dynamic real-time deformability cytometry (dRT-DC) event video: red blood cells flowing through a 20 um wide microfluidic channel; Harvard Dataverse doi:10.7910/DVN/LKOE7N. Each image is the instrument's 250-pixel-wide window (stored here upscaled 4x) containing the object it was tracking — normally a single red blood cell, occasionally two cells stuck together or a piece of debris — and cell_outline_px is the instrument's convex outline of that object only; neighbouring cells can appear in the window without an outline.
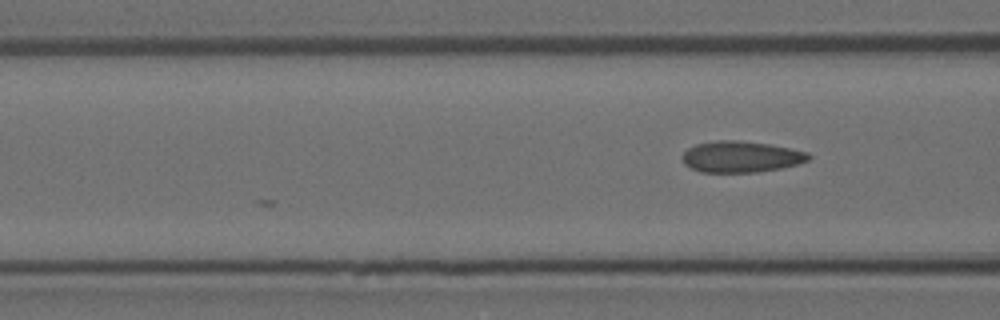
{"species": "Egyptian fruit bat (a non-hibernating species)", "species_latin": "Rousettus aegyptiacus", "temperature_condition": "room temperature", "stored_images_in_passage": 5, "camera_frame_rate_fps": 3000, "um_per_image_px": 0.085, "animal": {"sex": "female"}, "frame": {"image": 1, "passage_image": 5, "time_ms": 1.333, "image_size_px": [1000, 320], "cell_outline_px": [[812, 156], [808, 160], [796, 164], [780, 168], [756, 172], [700, 172], [684, 164], [680, 156], [688, 148], [696, 144], [716, 140], [740, 140], [768, 144], [808, 152]], "centroid_in_image_um": [62.94, 13.32], "position_along_channel_um": 103.7, "area_um2": 22.95}}